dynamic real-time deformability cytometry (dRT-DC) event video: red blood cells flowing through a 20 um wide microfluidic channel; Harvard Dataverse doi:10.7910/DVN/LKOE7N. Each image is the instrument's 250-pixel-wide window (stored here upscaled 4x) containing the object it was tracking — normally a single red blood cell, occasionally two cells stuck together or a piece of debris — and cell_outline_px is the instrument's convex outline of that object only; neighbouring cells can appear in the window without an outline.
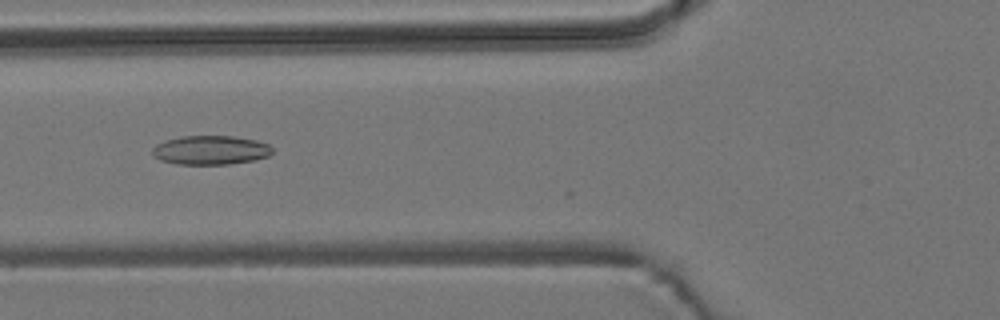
{"species": "common noctule bat (a hibernating species)", "species_latin": "Nyctalus noctula", "temperature_condition": "room temperature", "stored_images_in_passage": 42, "camera_frame_rate_fps": 3000, "um_per_image_px": 0.085, "animal": {"sex": "male", "body_mass_g": 19.2, "forearm_length_mm": 51.8}, "frame": {"image": 1, "passage_image": 14, "time_ms": 4.333, "image_size_px": [1000, 320], "cell_outline_px": [[272, 152], [268, 156], [256, 160], [228, 164], [176, 164], [160, 160], [152, 156], [152, 148], [156, 144], [164, 140], [180, 136], [232, 136], [256, 140], [268, 144], [272, 148]], "centroid_in_image_um": [17.86, 12.76], "position_along_channel_um": 107.9, "area_um2": 20.46}}
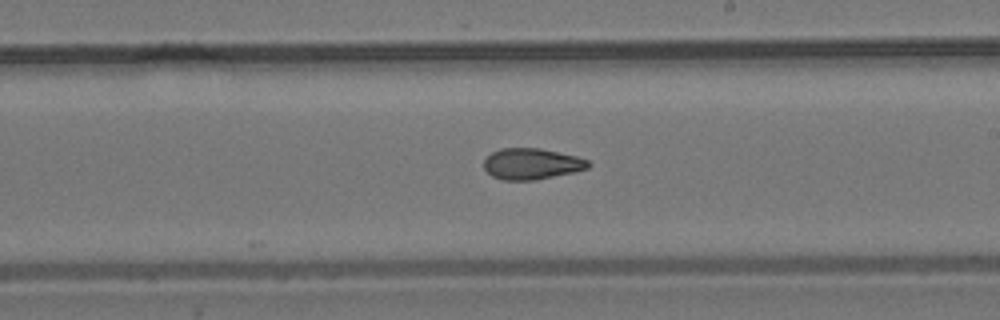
{"frame": {"image": 2, "passage_image": 25, "time_ms": 8.0, "image_size_px": [1000, 320], "cell_outline_px": [[592, 164], [588, 168], [572, 172], [536, 180], [504, 180], [492, 176], [484, 168], [484, 160], [492, 152], [500, 148], [540, 148], [576, 156], [588, 160]], "centroid_in_image_um": [45.19, 13.92], "position_along_channel_um": 243.8, "area_um2": 18.84}}
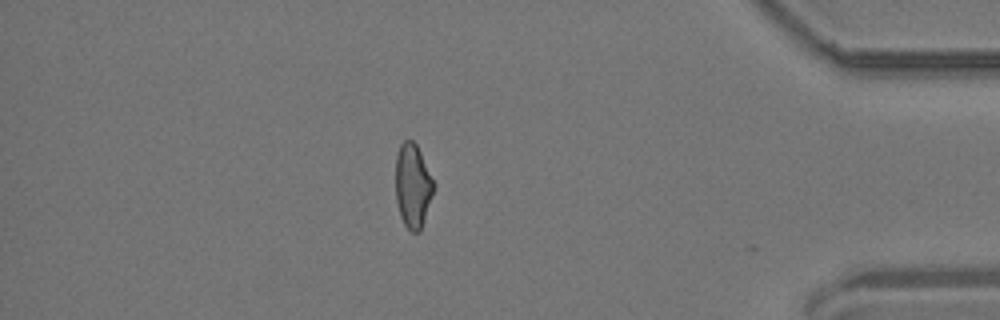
{"frame": {"image": 3, "passage_image": 41, "time_ms": 13.333, "image_size_px": [1000, 320], "cell_outline_px": [[436, 184], [420, 232], [412, 232], [404, 224], [400, 216], [396, 200], [396, 156], [400, 144], [404, 140], [412, 140], [416, 144]], "centroid_in_image_um": [35.09, 15.79], "position_along_channel_um": 400.1, "area_um2": 18.67}, "authors_computed_cell_mechanics": {"area_um2": 19.4208, "velocity_mm_per_s": 3.7015, "shape_relaxation_time_tau1_ms": null, "shape_relaxation_time_tau2_ms": 3.4327, "deformation_change_tau1": null, "deformation_change_tau2": 0.0827}}